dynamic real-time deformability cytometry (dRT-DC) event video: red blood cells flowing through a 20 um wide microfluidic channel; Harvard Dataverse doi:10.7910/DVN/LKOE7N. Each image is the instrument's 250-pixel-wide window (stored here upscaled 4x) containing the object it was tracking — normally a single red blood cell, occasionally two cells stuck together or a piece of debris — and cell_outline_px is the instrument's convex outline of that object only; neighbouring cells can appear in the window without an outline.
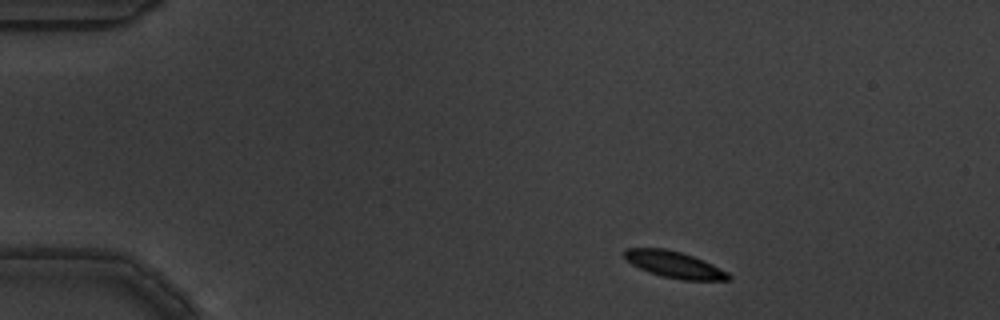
{"species": "common noctule bat (a hibernating species)", "species_latin": "Nyctalus noctula", "temperature_condition": "warm", "stored_images_in_passage": 13, "camera_frame_rate_fps": 3000, "um_per_image_px": 0.085, "animal": {"sex": "male", "body_mass_g": 19.5, "forearm_length_mm": 54.6}, "frame": {"image": 1, "passage_image": 1, "time_ms": 0.0, "image_size_px": [1000, 320], "cell_outline_px": [[732, 280], [684, 280], [664, 276], [648, 272], [632, 264], [624, 256], [624, 248], [664, 248], [680, 252], [704, 260], [728, 272], [732, 276]], "centroid_in_image_um": [57.35, 22.49], "position_along_channel_um": 27.7, "area_um2": 15.95}}
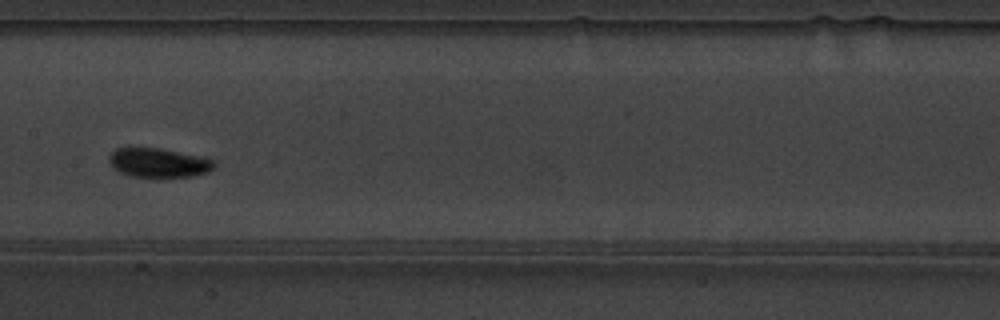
{"frame": {"image": 2, "passage_image": 6, "time_ms": 1.667, "image_size_px": [1000, 320], "cell_outline_px": [[216, 168], [208, 172], [192, 176], [160, 180], [132, 176], [120, 172], [112, 168], [108, 160], [108, 156], [116, 148], [160, 148], [200, 156], [212, 160], [216, 164]], "centroid_in_image_um": [13.48, 13.88], "position_along_channel_um": 193.9, "area_um2": 18.61}}
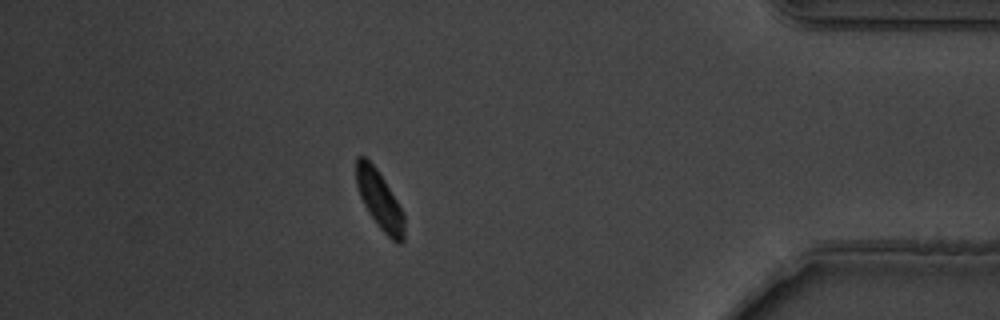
{"frame": {"image": 3, "passage_image": 12, "time_ms": 3.667, "image_size_px": [1000, 320], "cell_outline_px": [[404, 240], [400, 244], [396, 244], [380, 228], [368, 212], [360, 196], [356, 184], [356, 156], [364, 156], [376, 168], [384, 180], [396, 200], [404, 216]], "centroid_in_image_um": [32.25, 17.02], "position_along_channel_um": 402.9, "area_um2": 16.07}}